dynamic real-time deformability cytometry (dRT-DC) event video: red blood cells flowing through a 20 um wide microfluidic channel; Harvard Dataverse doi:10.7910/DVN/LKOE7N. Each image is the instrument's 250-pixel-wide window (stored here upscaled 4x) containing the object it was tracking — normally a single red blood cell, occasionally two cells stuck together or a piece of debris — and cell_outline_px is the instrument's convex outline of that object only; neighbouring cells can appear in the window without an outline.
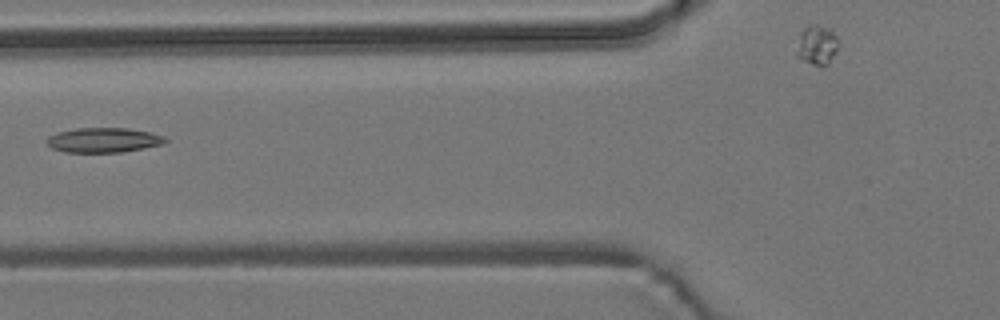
{"species": "common noctule bat (a hibernating species)", "species_latin": "Nyctalus noctula", "temperature_condition": "room temperature", "stored_images_in_passage": 7, "camera_frame_rate_fps": 3000, "um_per_image_px": 0.085, "animal": {"sex": "male", "body_mass_g": 19.2, "forearm_length_mm": 51.8}, "frame": {"image": 1, "passage_image": 6, "time_ms": 6.667, "image_size_px": [1000, 320], "cell_outline_px": [[168, 140], [164, 144], [144, 148], [120, 152], [64, 152], [52, 148], [44, 140], [48, 136], [56, 132], [76, 128], [128, 128], [148, 132], [164, 136]], "centroid_in_image_um": [8.77, 11.9], "position_along_channel_um": 117.0, "area_um2": 17.17}}